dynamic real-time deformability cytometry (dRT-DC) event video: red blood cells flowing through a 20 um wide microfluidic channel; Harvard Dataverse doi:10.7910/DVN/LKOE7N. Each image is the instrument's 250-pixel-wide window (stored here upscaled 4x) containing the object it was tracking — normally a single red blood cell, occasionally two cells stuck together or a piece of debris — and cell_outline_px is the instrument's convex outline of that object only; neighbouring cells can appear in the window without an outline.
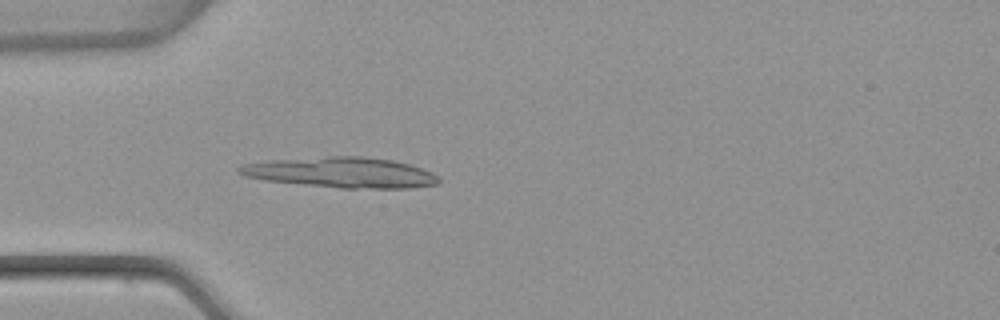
{"species": "common noctule bat (a hibernating species)", "species_latin": "Nyctalus noctula", "temperature_condition": "warm", "stored_images_in_passage": 4, "camera_frame_rate_fps": 3000, "um_per_image_px": 0.085, "animal": {"sex": "female", "body_mass_g": 22.7, "forearm_length_mm": 54.2}, "frame": {"image": 1, "passage_image": 4, "time_ms": 1.0, "image_size_px": [1000, 320], "cell_outline_px": [[440, 184], [412, 188], [340, 188], [264, 180], [244, 176], [236, 172], [236, 168], [240, 164], [272, 160], [328, 156], [364, 156], [392, 160], [408, 164], [432, 172], [440, 176]], "centroid_in_image_um": [29.01, 14.66], "position_along_channel_um": 56.0, "area_um2": 35.6}}